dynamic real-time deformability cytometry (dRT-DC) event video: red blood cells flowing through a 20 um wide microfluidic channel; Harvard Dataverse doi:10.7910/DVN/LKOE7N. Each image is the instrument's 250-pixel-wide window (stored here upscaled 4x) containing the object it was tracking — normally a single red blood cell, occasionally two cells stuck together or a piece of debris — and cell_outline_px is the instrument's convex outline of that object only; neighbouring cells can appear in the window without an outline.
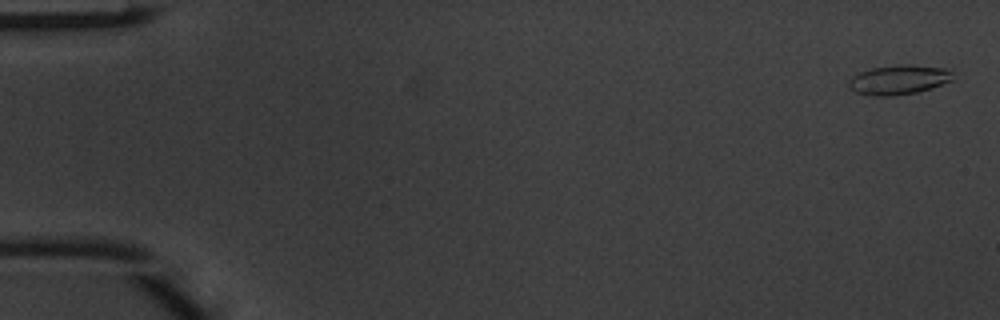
{"species": "common noctule bat (a hibernating species)", "species_latin": "Nyctalus noctula", "temperature_condition": "warm", "stored_images_in_passage": 50, "camera_frame_rate_fps": 3000, "um_per_image_px": 0.085, "animal": {"sex": "male", "body_mass_g": 20.1, "forearm_length_mm": 53.5}, "frame": {"image": 1, "passage_image": 2, "time_ms": 0.333, "image_size_px": [1000, 320], "cell_outline_px": [[952, 80], [932, 88], [916, 92], [892, 96], [876, 96], [856, 92], [848, 84], [848, 80], [852, 76], [860, 72], [872, 68], [904, 64], [908, 64], [948, 68], [952, 72]], "centroid_in_image_um": [76.41, 6.77], "position_along_channel_um": 8.6, "area_um2": 17.8}}
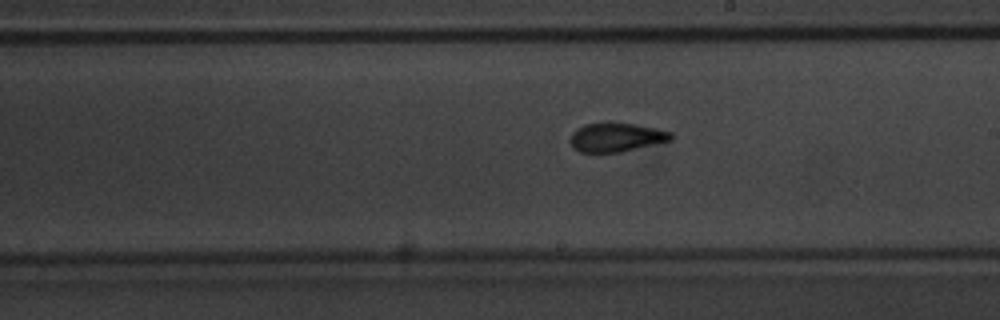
{"frame": {"image": 2, "passage_image": 29, "time_ms": 9.333, "image_size_px": [1000, 320], "cell_outline_px": [[672, 140], [620, 152], [580, 152], [572, 148], [568, 140], [572, 132], [576, 128], [584, 124], [636, 124], [656, 128], [672, 132]], "centroid_in_image_um": [52.34, 11.68], "position_along_channel_um": 236.7, "area_um2": 16.82}}
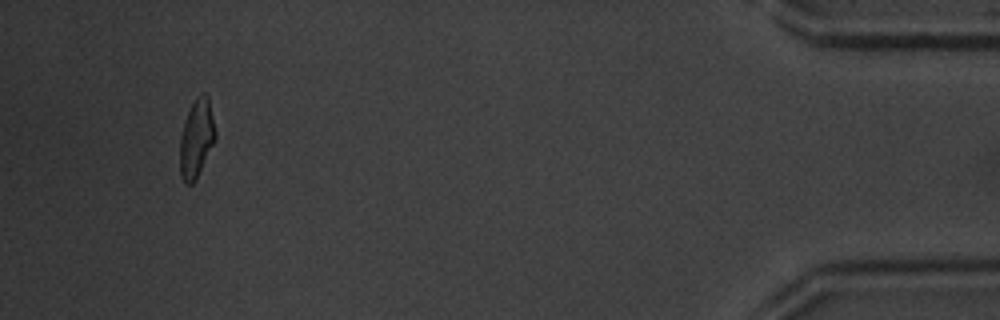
{"frame": {"image": 3, "passage_image": 47, "time_ms": 15.333, "image_size_px": [1000, 320], "cell_outline_px": [[216, 140], [196, 180], [192, 184], [184, 184], [180, 176], [180, 136], [184, 120], [196, 96], [200, 92], [204, 92], [208, 96], [216, 132]], "centroid_in_image_um": [16.7, 11.78], "position_along_channel_um": 418.5, "area_um2": 16.47}, "authors_computed_cell_mechanics": {"area_um2": 17.0221, "velocity_mm_per_s": 4.17, "shape_relaxation_time_tau1_ms": 4.27, "shape_relaxation_time_tau2_ms": 1.3299, "deformation_change_tau1": 0.1644, "deformation_change_tau2": 0.0734}}